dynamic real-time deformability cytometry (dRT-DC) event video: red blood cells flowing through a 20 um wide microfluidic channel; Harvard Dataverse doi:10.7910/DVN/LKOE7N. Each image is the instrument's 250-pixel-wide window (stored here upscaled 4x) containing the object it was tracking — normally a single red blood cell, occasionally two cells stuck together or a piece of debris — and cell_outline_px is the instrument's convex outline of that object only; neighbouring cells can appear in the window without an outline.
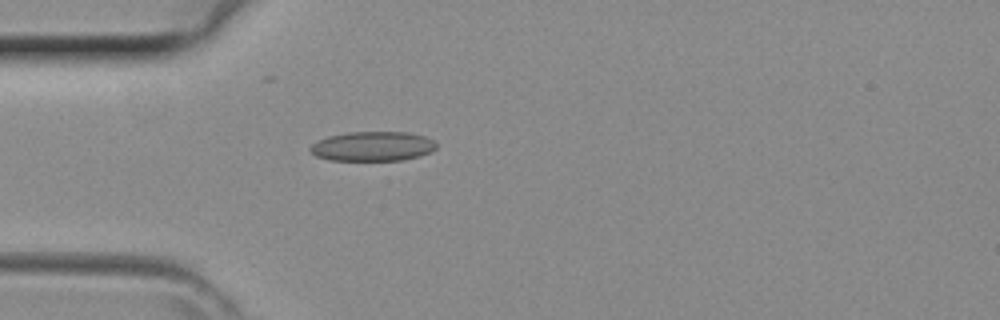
{"species": "common noctule bat (a hibernating species)", "species_latin": "Nyctalus noctula", "temperature_condition": "room temperature", "stored_images_in_passage": 41, "camera_frame_rate_fps": 3000, "um_per_image_px": 0.085, "animal": {"sex": "female", "body_mass_g": 29.2, "forearm_length_mm": 56.3}, "frame": {"image": 1, "passage_image": 11, "time_ms": 3.333, "image_size_px": [1000, 320], "cell_outline_px": [[436, 148], [432, 152], [420, 156], [404, 160], [332, 160], [316, 156], [308, 148], [312, 144], [328, 136], [348, 132], [408, 132], [424, 136], [432, 140], [436, 144]], "centroid_in_image_um": [31.7, 12.43], "position_along_channel_um": 53.3, "area_um2": 21.68}}
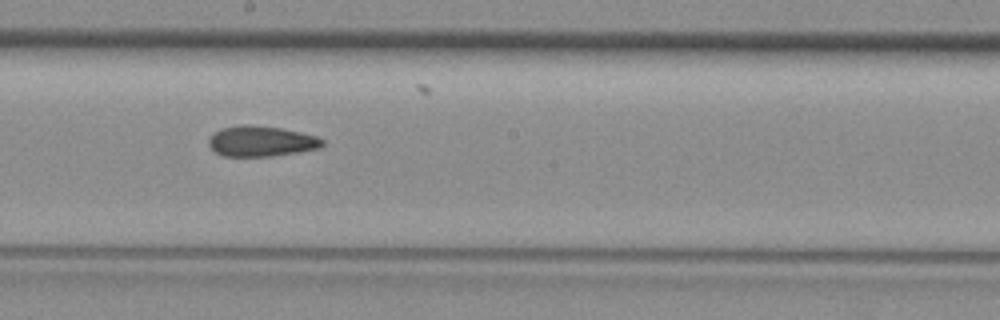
{"frame": {"image": 2, "passage_image": 22, "time_ms": 7.0, "image_size_px": [1000, 320], "cell_outline_px": [[324, 144], [320, 148], [296, 152], [268, 156], [224, 156], [216, 152], [208, 144], [208, 140], [220, 128], [244, 124], [248, 124], [280, 128], [300, 132], [316, 136], [324, 140]], "centroid_in_image_um": [22.2, 11.99], "position_along_channel_um": 226.0, "area_um2": 20.0}}
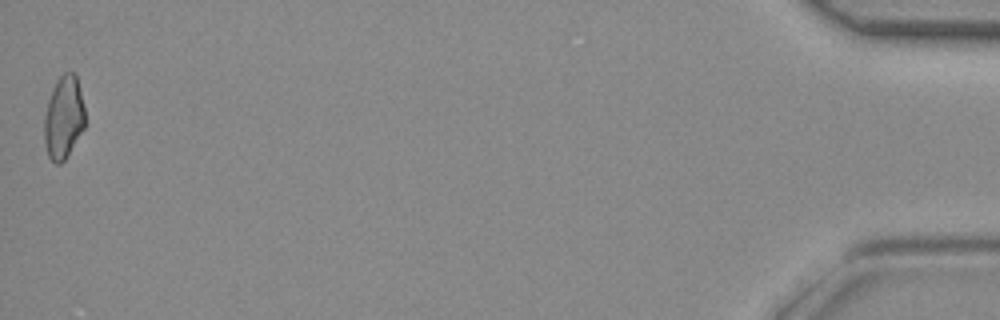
{"frame": {"image": 3, "passage_image": 41, "time_ms": 13.333, "image_size_px": [1000, 320], "cell_outline_px": [[84, 128], [64, 160], [60, 164], [56, 164], [48, 156], [44, 140], [44, 116], [48, 100], [60, 76], [64, 72], [72, 72], [76, 76], [84, 108]], "centroid_in_image_um": [5.39, 10.01], "position_along_channel_um": 429.8, "area_um2": 19.25}}